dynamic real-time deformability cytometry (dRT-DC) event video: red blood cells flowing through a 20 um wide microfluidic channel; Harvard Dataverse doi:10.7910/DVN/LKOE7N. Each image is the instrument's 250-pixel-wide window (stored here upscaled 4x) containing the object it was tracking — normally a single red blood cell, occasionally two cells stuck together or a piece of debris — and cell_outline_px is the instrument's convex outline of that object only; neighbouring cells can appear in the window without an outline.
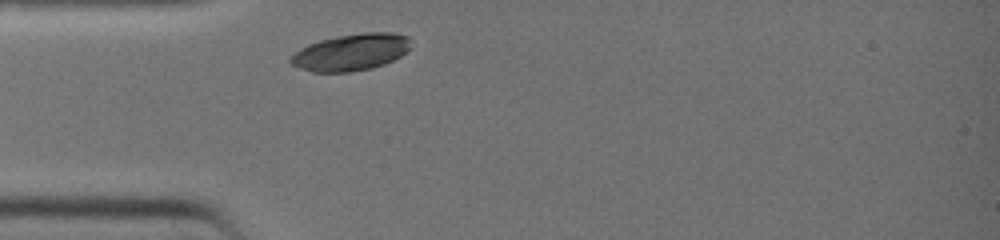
{"species": "common noctule bat (a hibernating species)", "species_latin": "Nyctalus noctula", "temperature_condition": "warm", "stored_images_in_passage": 4, "camera_frame_rate_fps": 3000, "um_per_image_px": 0.085, "animal": {"sex": "female", "body_mass_g": 19.0, "forearm_length_mm": 51.5}, "frame": {"image": 1, "passage_image": 1, "time_ms": 0.0, "image_size_px": [1000, 240], "cell_outline_px": [[412, 48], [408, 52], [384, 64], [372, 68], [348, 72], [312, 72], [300, 68], [292, 64], [288, 60], [300, 48], [308, 44], [320, 40], [336, 36], [364, 32], [392, 32], [408, 36]], "centroid_in_image_um": [29.87, 4.43], "position_along_channel_um": 55.1, "area_um2": 25.89}}